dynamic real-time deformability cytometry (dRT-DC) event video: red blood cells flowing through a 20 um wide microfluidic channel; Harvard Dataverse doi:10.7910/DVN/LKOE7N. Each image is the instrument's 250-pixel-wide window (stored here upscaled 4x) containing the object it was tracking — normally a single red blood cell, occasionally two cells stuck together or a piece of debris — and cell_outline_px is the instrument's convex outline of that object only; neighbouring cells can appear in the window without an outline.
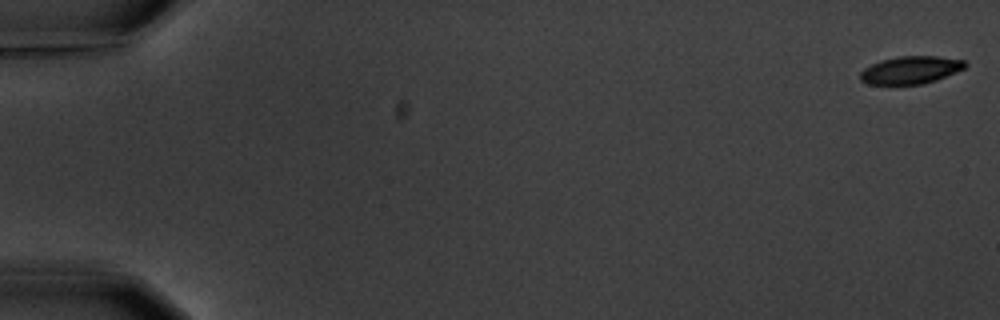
{"species": "common noctule bat (a hibernating species)", "species_latin": "Nyctalus noctula", "temperature_condition": "warm", "stored_images_in_passage": 6, "camera_frame_rate_fps": 3000, "um_per_image_px": 0.085, "animal": {"sex": "male", "body_mass_g": 20.1, "forearm_length_mm": 53.5}, "frame": {"image": 1, "passage_image": 1, "time_ms": 0.0, "image_size_px": [1000, 320], "cell_outline_px": [[968, 64], [964, 68], [936, 80], [924, 84], [868, 84], [860, 80], [860, 72], [864, 68], [880, 60], [900, 56], [936, 56], [964, 60]], "centroid_in_image_um": [77.39, 5.95], "position_along_channel_um": 7.6, "area_um2": 16.82}}
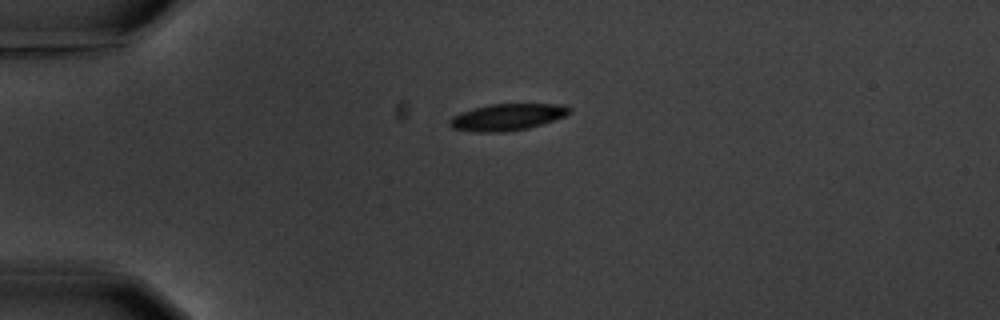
{"frame": {"image": 2, "passage_image": 5, "time_ms": 4.667, "image_size_px": [1000, 320], "cell_outline_px": [[572, 112], [564, 116], [528, 128], [504, 132], [476, 132], [452, 128], [448, 124], [448, 120], [452, 116], [460, 112], [472, 108], [488, 104], [564, 104], [572, 108]], "centroid_in_image_um": [43.08, 9.94], "position_along_channel_um": 41.9, "area_um2": 18.73}}